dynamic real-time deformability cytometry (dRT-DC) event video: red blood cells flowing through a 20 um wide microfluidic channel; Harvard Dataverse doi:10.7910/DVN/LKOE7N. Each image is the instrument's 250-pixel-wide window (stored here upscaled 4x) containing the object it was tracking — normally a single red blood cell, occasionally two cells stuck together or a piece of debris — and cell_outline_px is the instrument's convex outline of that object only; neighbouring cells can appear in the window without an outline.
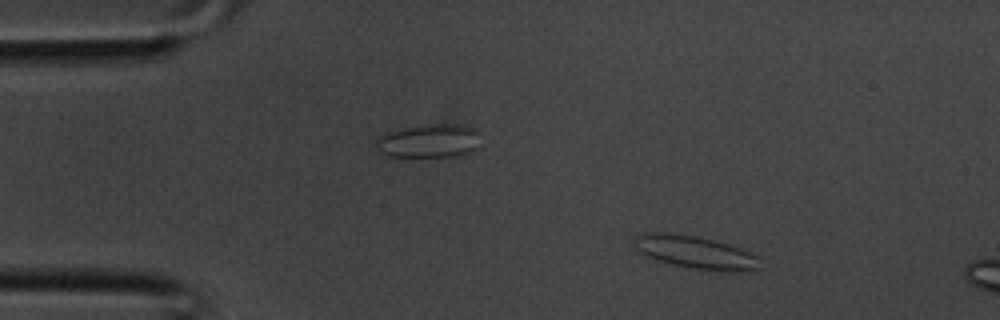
{"species": "common noctule bat (a hibernating species)", "species_latin": "Nyctalus noctula", "temperature_condition": "room temperature", "stored_images_in_passage": 8, "camera_frame_rate_fps": 3000, "um_per_image_px": 0.085, "animal": {"sex": "male", "body_mass_g": 20.1, "forearm_length_mm": 53.5}, "frame": {"image": 1, "passage_image": 4, "time_ms": 1.0, "image_size_px": [1000, 320], "cell_outline_px": [[760, 268], [756, 272], [728, 272], [692, 268], [660, 260], [648, 256], [640, 252], [636, 248], [636, 236], [648, 232], [668, 232], [696, 236], [728, 244], [740, 248], [760, 256]], "centroid_in_image_um": [59.24, 21.46], "position_along_channel_um": 25.8, "area_um2": 23.99}}